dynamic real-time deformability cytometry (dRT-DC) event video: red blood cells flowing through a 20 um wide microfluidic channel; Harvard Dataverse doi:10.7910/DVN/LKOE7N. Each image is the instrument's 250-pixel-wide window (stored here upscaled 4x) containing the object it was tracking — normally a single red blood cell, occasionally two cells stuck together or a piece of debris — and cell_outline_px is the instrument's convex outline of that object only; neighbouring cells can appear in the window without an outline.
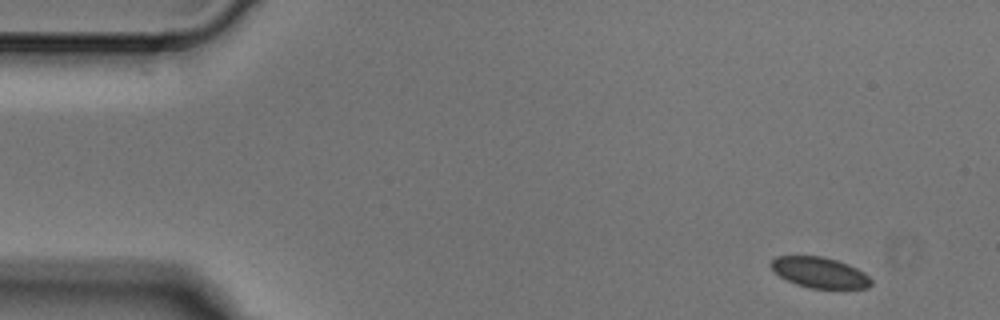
{"species": "Egyptian fruit bat (a non-hibernating species)", "species_latin": "Rousettus aegyptiacus", "temperature_condition": "cold", "stored_images_in_passage": 7, "camera_frame_rate_fps": 3000, "um_per_image_px": 0.085, "animal": {"sex": "male"}, "frame": {"image": 1, "passage_image": 1, "time_ms": 0.0, "image_size_px": [1000, 320], "cell_outline_px": [[872, 284], [868, 288], [808, 288], [796, 284], [780, 276], [768, 264], [776, 256], [824, 256], [848, 264], [864, 272], [872, 280]], "centroid_in_image_um": [69.68, 23.16], "position_along_channel_um": 15.3, "area_um2": 17.86}}
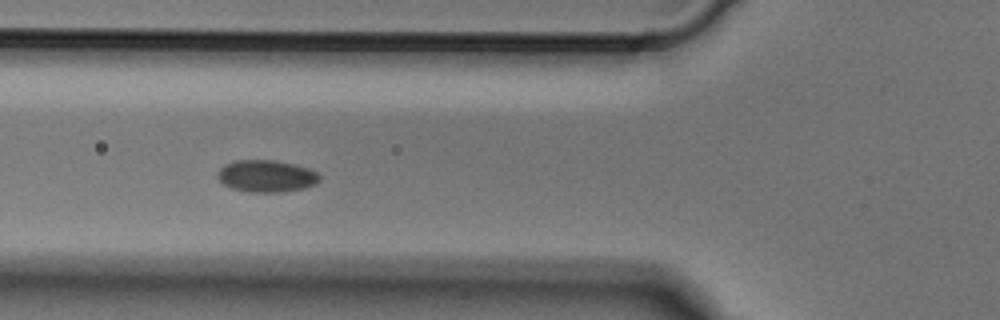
{"frame": {"image": 2, "passage_image": 5, "time_ms": 1.333, "image_size_px": [1000, 320], "cell_outline_px": [[320, 180], [316, 184], [304, 188], [284, 192], [248, 192], [232, 188], [224, 184], [216, 176], [216, 172], [224, 164], [236, 160], [276, 160], [308, 168], [316, 172], [320, 176]], "centroid_in_image_um": [22.63, 14.97], "position_along_channel_um": 103.2, "area_um2": 19.13}}
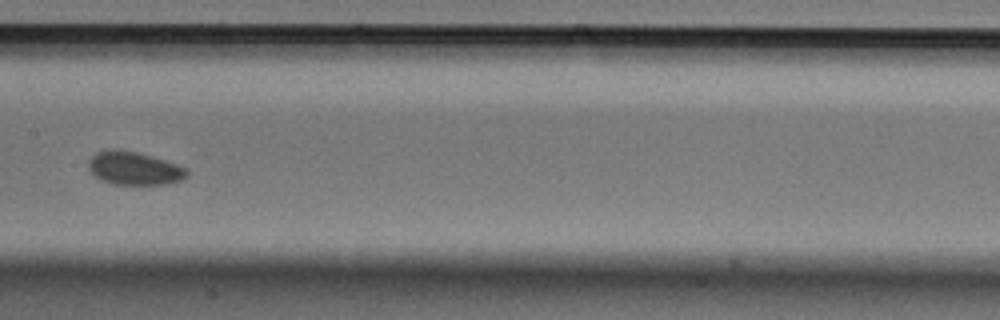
{"frame": {"image": 3, "passage_image": 7, "time_ms": 2.0, "image_size_px": [1000, 320], "cell_outline_px": [[188, 176], [180, 180], [164, 184], [112, 184], [100, 180], [88, 168], [88, 160], [96, 152], [112, 148], [136, 152], [152, 156], [188, 168]], "centroid_in_image_um": [11.39, 14.3], "position_along_channel_um": 196.0, "area_um2": 19.02}}